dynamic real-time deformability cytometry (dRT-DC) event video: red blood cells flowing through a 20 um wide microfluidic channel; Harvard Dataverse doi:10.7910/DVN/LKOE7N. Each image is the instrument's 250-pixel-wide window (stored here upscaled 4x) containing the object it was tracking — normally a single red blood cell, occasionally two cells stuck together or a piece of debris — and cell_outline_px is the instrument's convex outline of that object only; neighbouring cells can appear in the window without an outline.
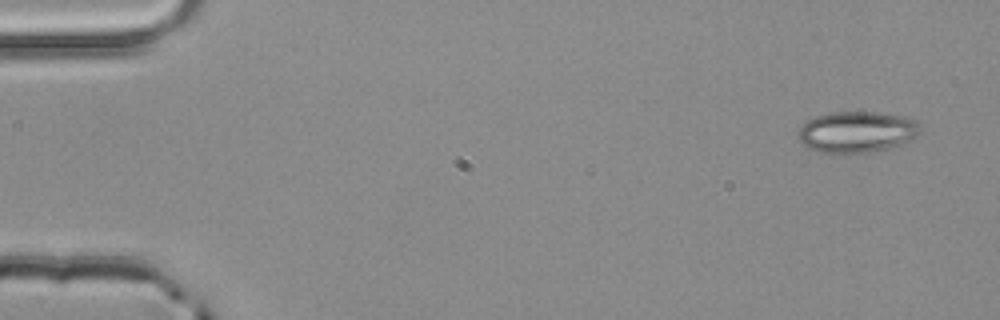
{"species": "common noctule bat (a hibernating species)", "species_latin": "Nyctalus noctula", "temperature_condition": "room temperature", "stored_images_in_passage": 3, "camera_frame_rate_fps": 3000, "um_per_image_px": 0.085, "animal": {"sex": "male", "body_mass_g": 20.4}, "frame": {"image": 1, "passage_image": 1, "time_ms": 0.0, "image_size_px": [1000, 320], "cell_outline_px": [[920, 132], [916, 136], [904, 144], [888, 148], [868, 152], [832, 156], [808, 148], [800, 140], [796, 132], [808, 120], [816, 116], [832, 112], [876, 112], [904, 116], [916, 120], [920, 124]], "centroid_in_image_um": [72.82, 11.24], "position_along_channel_um": 12.2, "area_um2": 29.88}}
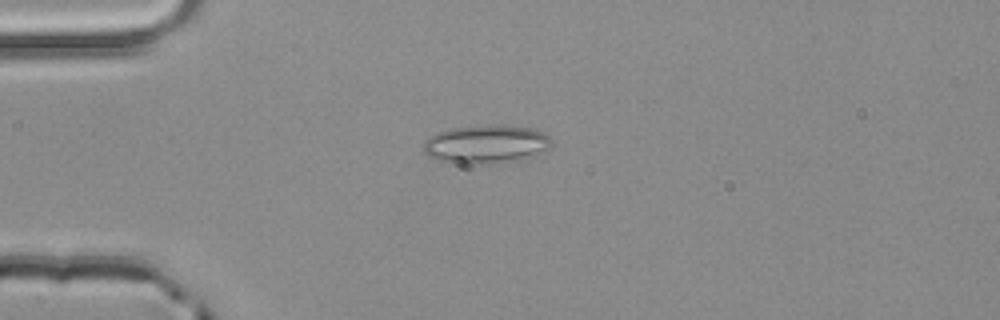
{"frame": {"image": 2, "passage_image": 3, "time_ms": 0.667, "image_size_px": [1000, 320], "cell_outline_px": [[552, 144], [544, 152], [524, 160], [480, 164], [460, 164], [440, 160], [428, 156], [424, 152], [424, 140], [428, 136], [452, 128], [500, 124], [532, 128], [544, 132], [552, 140]], "centroid_in_image_um": [41.36, 12.26], "position_along_channel_um": 43.6, "area_um2": 29.02}}